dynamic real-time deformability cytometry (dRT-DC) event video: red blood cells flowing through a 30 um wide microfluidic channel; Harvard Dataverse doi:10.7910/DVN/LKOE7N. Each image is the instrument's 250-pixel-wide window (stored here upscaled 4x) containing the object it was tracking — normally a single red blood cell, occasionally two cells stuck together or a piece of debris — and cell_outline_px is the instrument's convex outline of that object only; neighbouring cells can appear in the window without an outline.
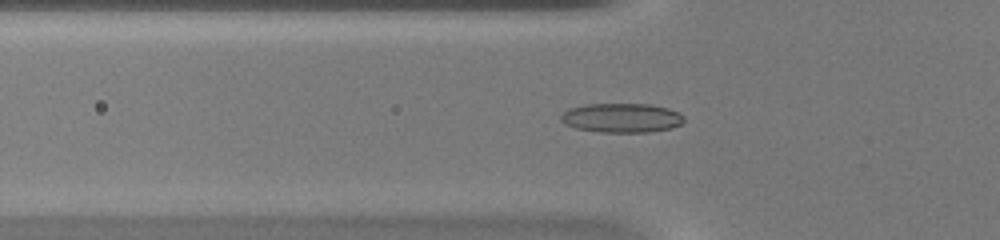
{"species": "common noctule bat (a hibernating species)", "species_latin": "Nyctalus noctula", "temperature_condition": "warm", "stored_images_in_passage": 49, "camera_frame_rate_fps": 3000, "um_per_image_px": 0.085, "animal": {"sex": "female", "body_mass_g": 20.0, "forearm_length_mm": 54.0}, "frame": {"image": 1, "passage_image": 17, "time_ms": 5.333, "image_size_px": [1000, 240], "cell_outline_px": [[684, 120], [680, 124], [672, 128], [648, 132], [600, 132], [576, 128], [564, 124], [560, 120], [560, 116], [564, 112], [572, 108], [588, 104], [652, 104], [668, 108], [680, 112], [684, 116]], "centroid_in_image_um": [52.87, 10.02], "position_along_channel_um": 72.9, "area_um2": 21.04}}
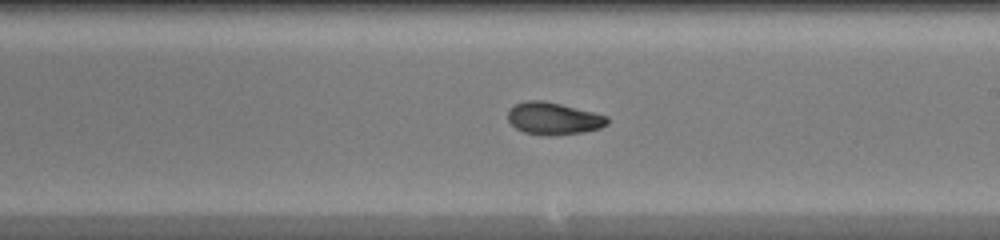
{"frame": {"image": 2, "passage_image": 29, "time_ms": 9.333, "image_size_px": [1000, 240], "cell_outline_px": [[608, 124], [600, 128], [584, 132], [552, 136], [544, 136], [524, 132], [516, 128], [508, 120], [508, 112], [516, 104], [528, 100], [544, 100], [608, 116]], "centroid_in_image_um": [47.05, 10.09], "position_along_channel_um": 241.9, "area_um2": 18.61}}
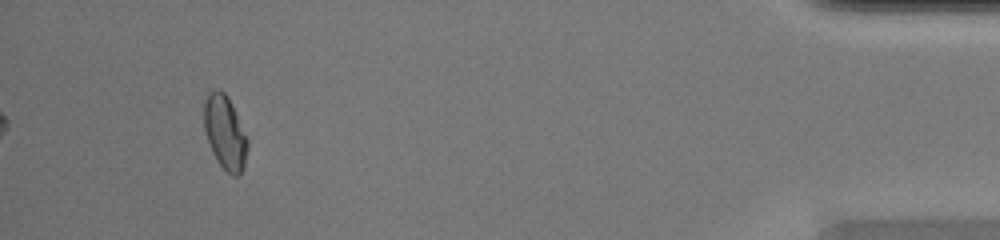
{"frame": {"image": 3, "passage_image": 46, "time_ms": 15.0, "image_size_px": [1000, 240], "cell_outline_px": [[248, 148], [244, 168], [240, 176], [232, 176], [220, 164], [212, 152], [204, 128], [204, 100], [208, 92], [216, 88], [220, 88], [224, 92], [232, 104], [248, 140]], "centroid_in_image_um": [19.13, 11.25], "position_along_channel_um": 416.1, "area_um2": 18.79}, "authors_computed_cell_mechanics": {"area_um2": 18.7272, "velocity_mm_per_s": 4.2242, "shape_relaxation_time_tau1_ms": null, "shape_relaxation_time_tau2_ms": 1.2962, "deformation_change_tau1": null, "deformation_change_tau2": 0.0583}}